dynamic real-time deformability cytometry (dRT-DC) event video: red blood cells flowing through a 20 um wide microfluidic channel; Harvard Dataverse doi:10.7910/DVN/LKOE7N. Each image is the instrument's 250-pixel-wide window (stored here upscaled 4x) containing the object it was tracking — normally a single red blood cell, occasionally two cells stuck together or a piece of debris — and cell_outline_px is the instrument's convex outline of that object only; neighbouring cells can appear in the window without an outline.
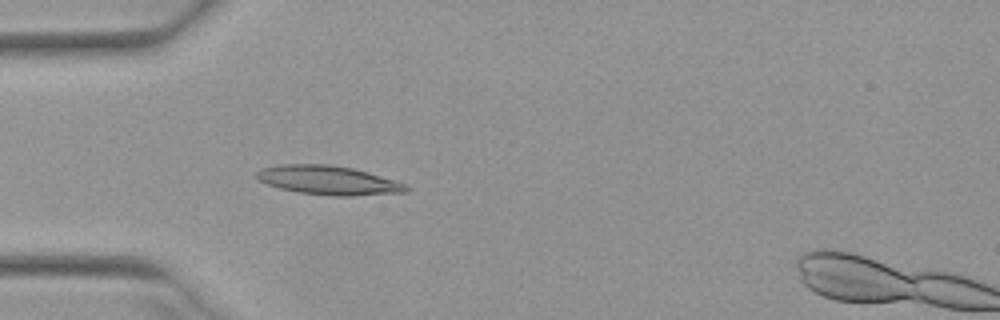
{"species": "Egyptian fruit bat (a non-hibernating species)", "species_latin": "Rousettus aegyptiacus", "temperature_condition": "warm", "stored_images_in_passage": 53, "segment_of_instrument_passage": [1, 2], "camera_frame_rate_fps": 3000, "um_per_image_px": 0.085, "animal": {"sex": "female"}, "frame": {"image": 1, "passage_image": 16, "time_ms": 5.0, "image_size_px": [1000, 320], "cell_outline_px": [[412, 188], [408, 192], [352, 196], [332, 196], [300, 192], [280, 188], [256, 180], [256, 172], [260, 168], [280, 164], [328, 164], [352, 168], [368, 172], [408, 184]], "centroid_in_image_um": [27.94, 15.32], "position_along_channel_um": 57.1, "area_um2": 25.49}}
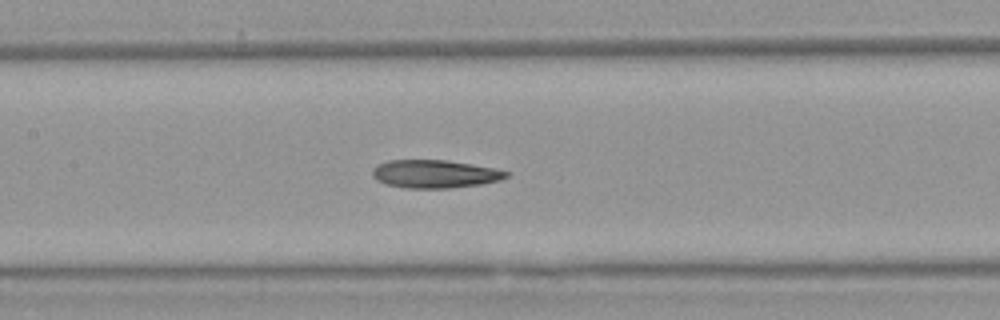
{"frame": {"image": 2, "passage_image": 25, "time_ms": 8.0, "image_size_px": [1000, 320], "cell_outline_px": [[512, 172], [508, 176], [500, 180], [480, 184], [448, 188], [408, 188], [384, 184], [376, 180], [372, 172], [372, 168], [376, 164], [388, 160], [448, 160], [472, 164]], "centroid_in_image_um": [36.93, 14.78], "position_along_channel_um": 170.5, "area_um2": 21.96}}
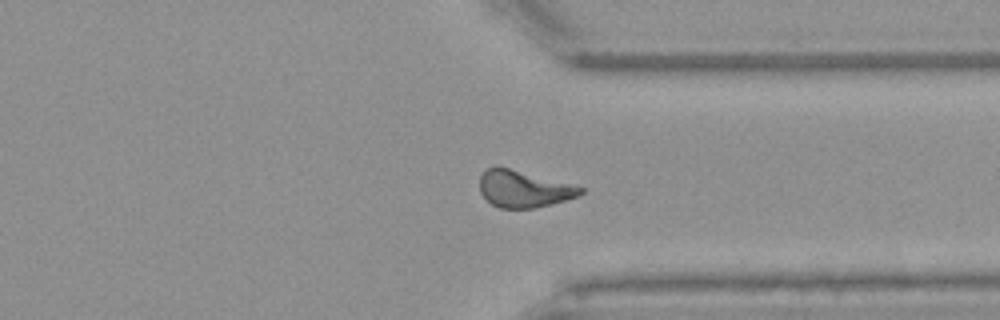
{"frame": {"image": 3, "passage_image": 40, "time_ms": 13.0, "image_size_px": [1000, 320], "cell_outline_px": [[584, 192], [576, 196], [552, 204], [532, 208], [500, 208], [492, 204], [480, 192], [480, 176], [488, 168], [496, 164], [584, 188]], "centroid_in_image_um": [44.46, 16.04], "position_along_channel_um": 366.9, "area_um2": 21.39}}